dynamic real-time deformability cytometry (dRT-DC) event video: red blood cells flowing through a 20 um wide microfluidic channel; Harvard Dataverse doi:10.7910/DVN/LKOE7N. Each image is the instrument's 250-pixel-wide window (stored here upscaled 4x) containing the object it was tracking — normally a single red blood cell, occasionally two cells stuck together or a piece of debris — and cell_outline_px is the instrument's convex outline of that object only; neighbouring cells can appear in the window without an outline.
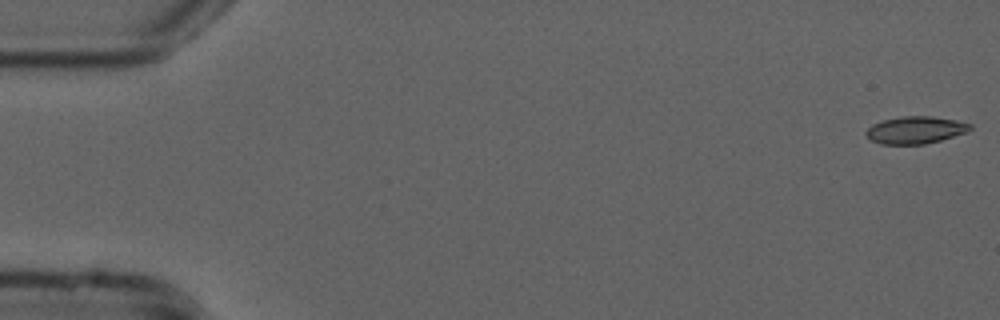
{"species": "common noctule bat (a hibernating species)", "species_latin": "Nyctalus noctula", "temperature_condition": "cold", "stored_images_in_passage": 18, "camera_frame_rate_fps": 3000, "um_per_image_px": 0.085, "animal": {"sex": "male", "forearm_length_mm": 52.5}, "frame": {"image": 1, "passage_image": 1, "time_ms": 0.0, "image_size_px": [1000, 320], "cell_outline_px": [[972, 128], [964, 132], [940, 140], [924, 144], [880, 144], [872, 140], [864, 132], [872, 124], [884, 120], [900, 116], [932, 116], [956, 120], [972, 124]], "centroid_in_image_um": [77.79, 11.04], "position_along_channel_um": 7.2, "area_um2": 16.36}}
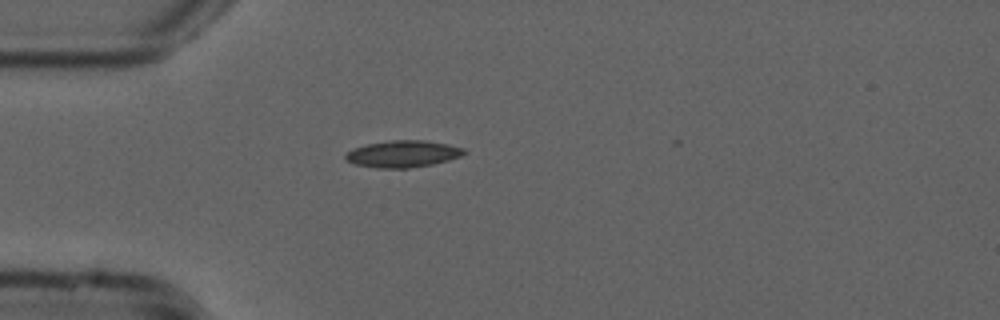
{"frame": {"image": 2, "passage_image": 15, "time_ms": 4.667, "image_size_px": [1000, 320], "cell_outline_px": [[468, 152], [460, 156], [448, 160], [432, 164], [408, 168], [376, 168], [356, 164], [344, 160], [344, 156], [348, 152], [356, 148], [368, 144], [392, 140], [424, 140], [448, 144], [464, 148]], "centroid_in_image_um": [34.27, 13.08], "position_along_channel_um": 50.7, "area_um2": 18.38}}